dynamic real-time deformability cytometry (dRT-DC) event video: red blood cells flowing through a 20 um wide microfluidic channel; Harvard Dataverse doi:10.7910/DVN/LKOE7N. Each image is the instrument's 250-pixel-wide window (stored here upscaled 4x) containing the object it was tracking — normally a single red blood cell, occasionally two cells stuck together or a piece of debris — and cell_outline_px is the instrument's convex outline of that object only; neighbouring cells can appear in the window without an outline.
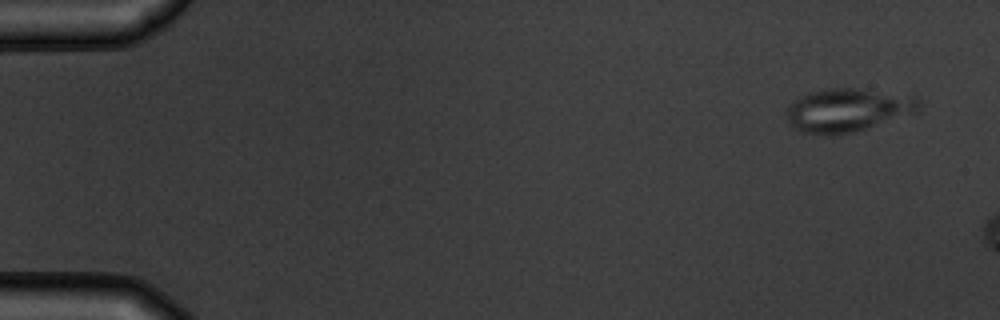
{"species": "common noctule bat (a hibernating species)", "species_latin": "Nyctalus noctula", "temperature_condition": "warm", "stored_images_in_passage": 3, "camera_frame_rate_fps": 3000, "um_per_image_px": 0.085, "animal": {"sex": "male", "body_mass_g": 19.5, "forearm_length_mm": 54.6}, "frame": {"image": 1, "passage_image": 1, "time_ms": 0.0, "image_size_px": [1000, 320], "cell_outline_px": [[920, 108], [916, 112], [856, 132], [840, 136], [820, 136], [800, 132], [788, 124], [784, 112], [788, 104], [800, 96], [808, 92], [832, 88], [860, 88], [916, 96], [920, 104]], "centroid_in_image_um": [71.98, 9.38], "position_along_channel_um": 13.0, "area_um2": 34.33}}